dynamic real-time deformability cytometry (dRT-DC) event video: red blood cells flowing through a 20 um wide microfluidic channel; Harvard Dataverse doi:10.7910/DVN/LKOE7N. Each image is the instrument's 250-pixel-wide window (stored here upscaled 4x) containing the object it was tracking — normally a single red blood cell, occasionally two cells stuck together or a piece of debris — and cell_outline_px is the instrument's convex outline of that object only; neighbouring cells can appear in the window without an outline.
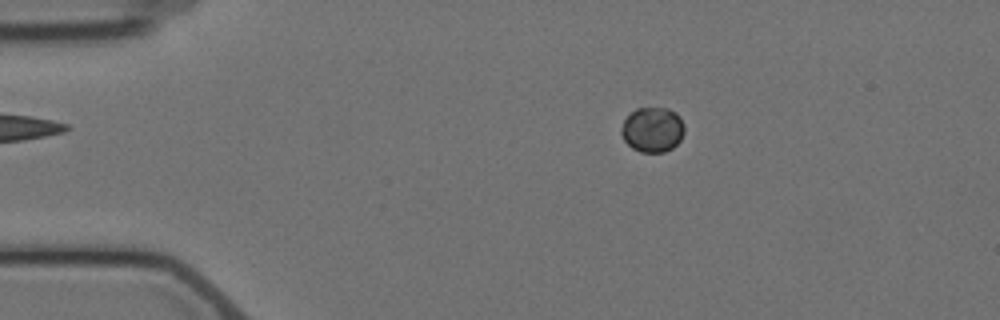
{"species": "Egyptian fruit bat (a non-hibernating species)", "species_latin": "Rousettus aegyptiacus", "temperature_condition": "cold", "stored_images_in_passage": 5, "camera_frame_rate_fps": 3000, "um_per_image_px": 0.085, "animal": {"sex": "female"}, "frame": {"image": 1, "passage_image": 2, "time_ms": 1.333, "image_size_px": [1000, 320], "cell_outline_px": [[684, 132], [680, 140], [672, 148], [664, 152], [640, 152], [632, 148], [624, 140], [620, 132], [620, 128], [624, 120], [636, 108], [668, 108], [676, 112], [680, 116], [684, 124]], "centroid_in_image_um": [55.47, 11.01], "position_along_channel_um": 29.5, "area_um2": 16.65}}
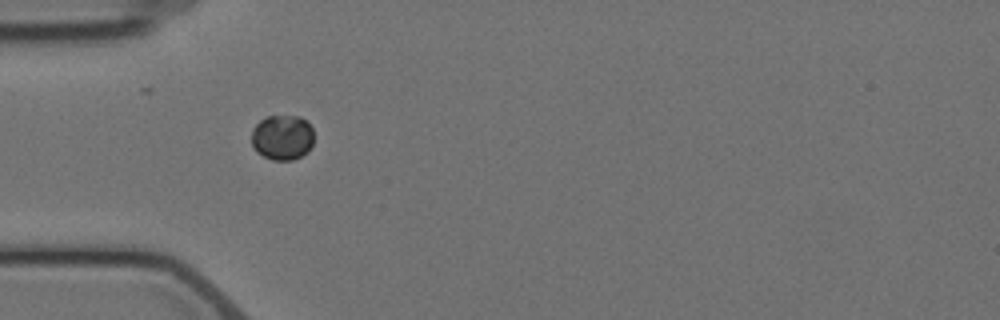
{"frame": {"image": 2, "passage_image": 4, "time_ms": 3.667, "image_size_px": [1000, 320], "cell_outline_px": [[312, 144], [308, 152], [292, 160], [272, 160], [256, 152], [252, 144], [252, 128], [264, 116], [300, 116], [312, 128]], "centroid_in_image_um": [23.97, 11.68], "position_along_channel_um": 61.0, "area_um2": 16.42}}
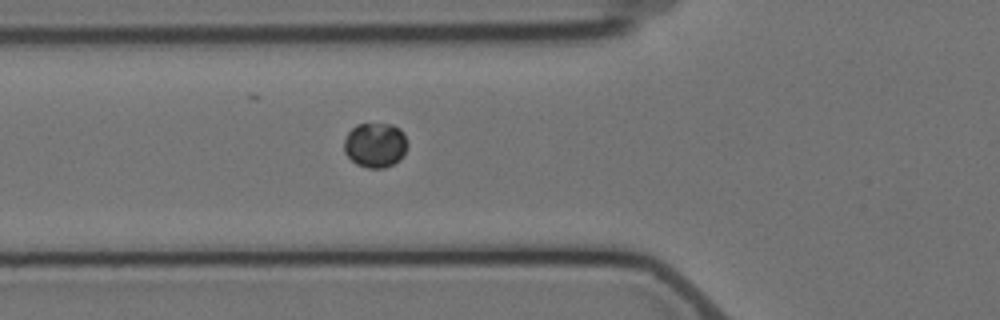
{"frame": {"image": 3, "passage_image": 5, "time_ms": 4.667, "image_size_px": [1000, 320], "cell_outline_px": [[408, 144], [400, 160], [384, 168], [368, 168], [356, 164], [344, 152], [344, 140], [348, 132], [356, 124], [392, 124], [400, 128]], "centroid_in_image_um": [31.88, 12.33], "position_along_channel_um": 93.9, "area_um2": 16.53}}